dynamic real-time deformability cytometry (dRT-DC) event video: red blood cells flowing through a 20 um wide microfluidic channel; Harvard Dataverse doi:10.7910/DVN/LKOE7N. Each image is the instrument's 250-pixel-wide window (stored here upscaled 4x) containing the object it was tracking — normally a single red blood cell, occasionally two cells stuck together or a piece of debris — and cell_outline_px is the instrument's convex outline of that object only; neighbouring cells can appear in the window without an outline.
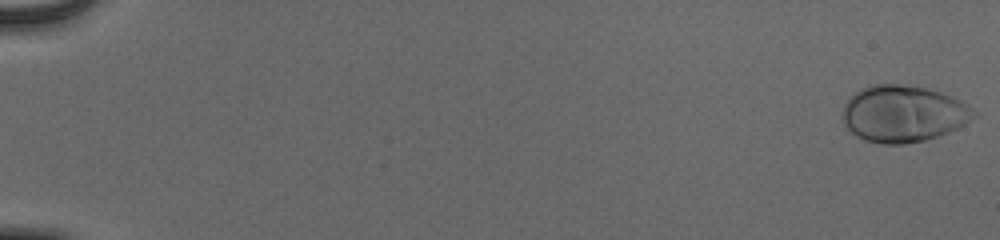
{"species": "human", "species_latin": "Homo sapiens", "temperature_condition": "cold", "stored_images_in_passage": 52, "camera_frame_rate_fps": 3000, "um_per_image_px": 0.085, "donor": {"sex": "male"}, "frame": {"image": 1, "passage_image": 1, "time_ms": 0.0, "image_size_px": [1000, 240], "cell_outline_px": [[976, 116], [964, 124], [948, 132], [924, 140], [904, 144], [880, 144], [864, 140], [856, 136], [844, 124], [844, 104], [860, 88], [872, 84], [900, 84], [928, 88], [940, 92], [960, 100], [968, 104], [976, 112]], "centroid_in_image_um": [76.78, 9.66], "position_along_channel_um": 8.2, "area_um2": 43.18}}
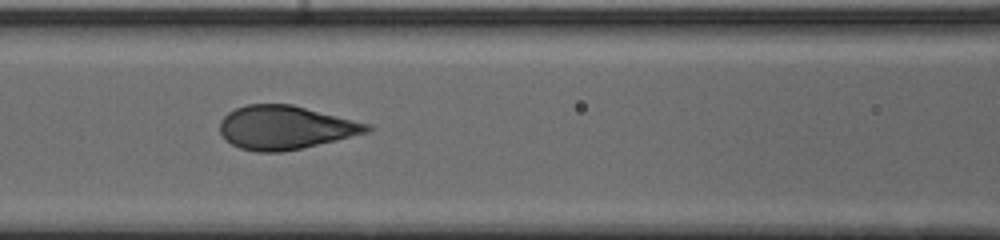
{"frame": {"image": 2, "passage_image": 27, "time_ms": 8.667, "image_size_px": [1000, 240], "cell_outline_px": [[376, 128], [368, 132], [336, 140], [300, 148], [280, 152], [256, 152], [240, 148], [232, 144], [220, 132], [220, 120], [228, 112], [236, 108], [248, 104], [292, 104], [372, 124]], "centroid_in_image_um": [24.28, 10.83], "position_along_channel_um": 142.3, "area_um2": 37.34}}
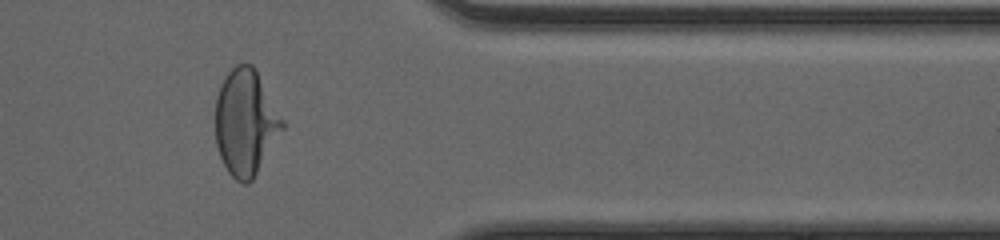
{"frame": {"image": 3, "passage_image": 47, "time_ms": 15.333, "image_size_px": [1000, 240], "cell_outline_px": [[284, 128], [252, 180], [248, 184], [244, 184], [236, 180], [228, 172], [220, 156], [216, 144], [216, 96], [220, 84], [224, 76], [236, 64], [252, 64], [284, 120]], "centroid_in_image_um": [20.86, 10.4], "position_along_channel_um": 390.5, "area_um2": 41.04}}